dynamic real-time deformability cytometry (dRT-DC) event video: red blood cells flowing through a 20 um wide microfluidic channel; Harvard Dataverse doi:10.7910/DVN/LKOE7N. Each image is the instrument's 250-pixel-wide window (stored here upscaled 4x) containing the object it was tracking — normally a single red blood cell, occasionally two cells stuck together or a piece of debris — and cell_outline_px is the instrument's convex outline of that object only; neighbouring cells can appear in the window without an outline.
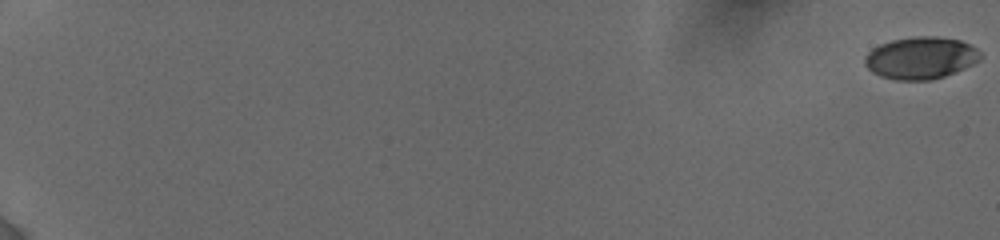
{"species": "human", "species_latin": "Homo sapiens", "temperature_condition": "cold", "stored_images_in_passage": 22, "camera_frame_rate_fps": 3000, "um_per_image_px": 0.085, "donor": {"sex": "female"}, "frame": {"image": 1, "passage_image": 1, "time_ms": 0.0, "image_size_px": [1000, 240], "cell_outline_px": [[980, 60], [956, 72], [944, 76], [928, 80], [896, 80], [880, 76], [872, 72], [864, 64], [864, 56], [872, 48], [880, 44], [892, 40], [916, 36], [936, 36], [960, 40], [976, 48], [980, 52]], "centroid_in_image_um": [78.23, 4.92], "position_along_channel_um": 6.8, "area_um2": 28.38}}
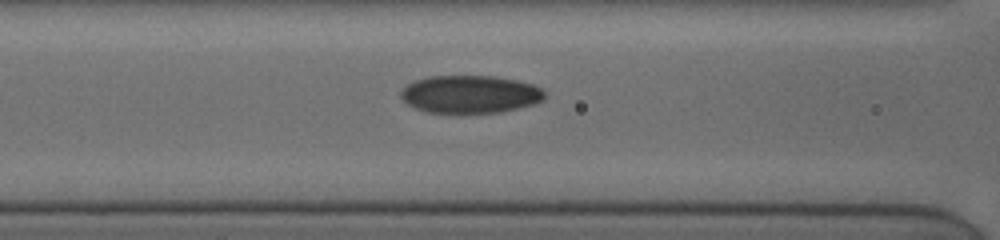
{"frame": {"image": 2, "passage_image": 19, "time_ms": 9.333, "image_size_px": [1000, 240], "cell_outline_px": [[544, 96], [540, 100], [532, 104], [500, 112], [424, 112], [408, 104], [400, 96], [400, 92], [408, 84], [416, 80], [428, 76], [496, 76], [516, 80], [532, 84], [540, 88], [544, 92]], "centroid_in_image_um": [39.92, 8.0], "position_along_channel_um": 126.7, "area_um2": 31.21}}
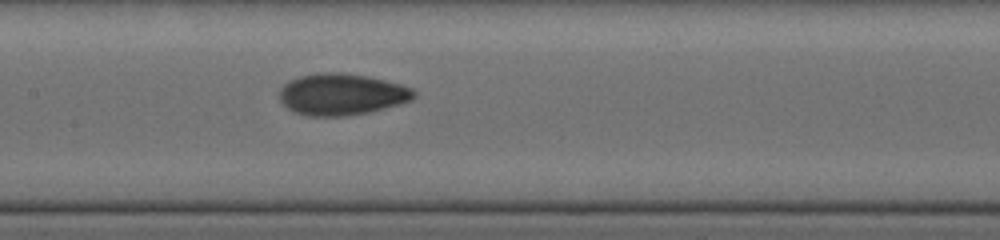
{"frame": {"image": 3, "passage_image": 22, "time_ms": 10.667, "image_size_px": [1000, 240], "cell_outline_px": [[416, 96], [412, 100], [368, 112], [344, 116], [308, 116], [292, 112], [280, 100], [280, 88], [288, 80], [300, 76], [320, 72], [344, 72], [368, 76], [400, 84], [412, 88], [416, 92]], "centroid_in_image_um": [29.02, 8.01], "position_along_channel_um": 178.4, "area_um2": 32.66}}